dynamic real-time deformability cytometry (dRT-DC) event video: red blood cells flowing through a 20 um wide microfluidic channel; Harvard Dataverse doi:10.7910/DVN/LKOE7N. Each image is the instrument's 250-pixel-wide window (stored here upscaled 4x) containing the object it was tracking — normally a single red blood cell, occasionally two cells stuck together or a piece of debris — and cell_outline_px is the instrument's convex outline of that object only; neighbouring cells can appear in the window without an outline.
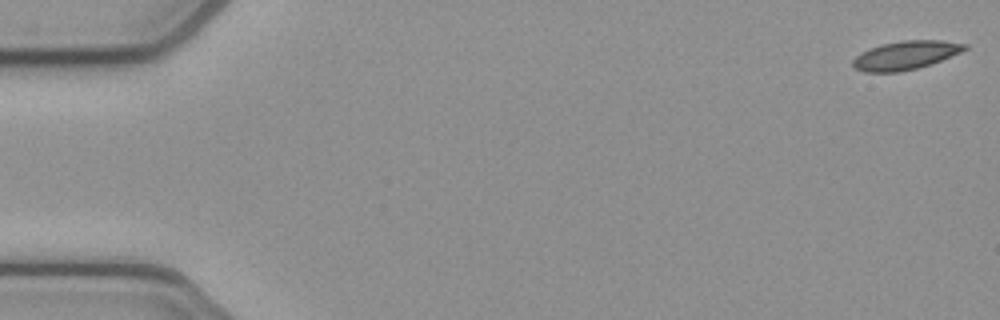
{"species": "common noctule bat (a hibernating species)", "species_latin": "Nyctalus noctula", "temperature_condition": "cold", "stored_images_in_passage": 53, "camera_frame_rate_fps": 3000, "um_per_image_px": 0.085, "animal": {"sex": "female", "body_mass_g": 21.9}, "frame": {"image": 1, "passage_image": 1, "time_ms": 0.0, "image_size_px": [1000, 320], "cell_outline_px": [[968, 48], [960, 52], [932, 64], [900, 72], [864, 72], [856, 68], [852, 64], [852, 60], [860, 52], [868, 48], [900, 40], [944, 40], [968, 44]], "centroid_in_image_um": [76.98, 4.69], "position_along_channel_um": 8.0, "area_um2": 18.73}}
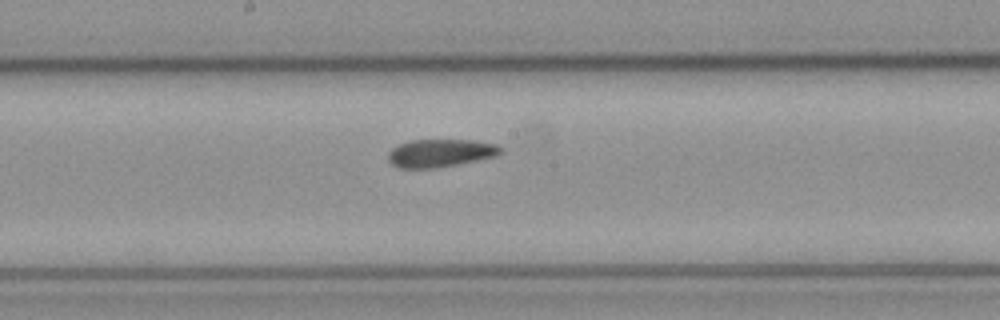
{"frame": {"image": 2, "passage_image": 28, "time_ms": 9.0, "image_size_px": [1000, 320], "cell_outline_px": [[504, 148], [496, 156], [436, 168], [396, 168], [388, 160], [388, 152], [392, 148], [400, 144], [412, 140], [472, 140], [496, 144]], "centroid_in_image_um": [37.41, 13.01], "position_along_channel_um": 210.8, "area_um2": 18.21}}
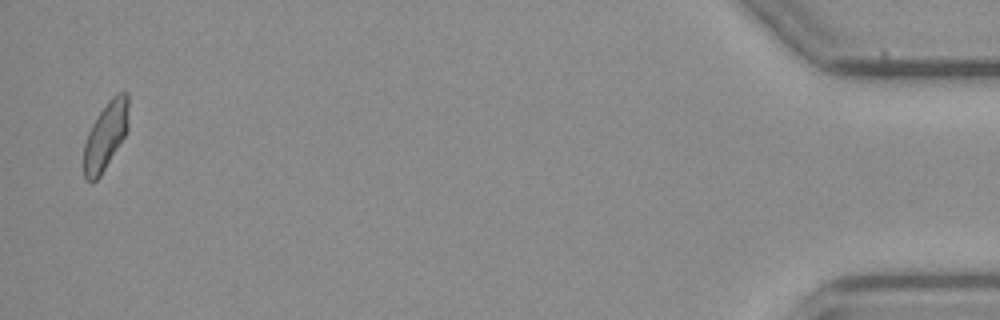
{"frame": {"image": 3, "passage_image": 52, "time_ms": 17.0, "image_size_px": [1000, 320], "cell_outline_px": [[128, 128], [124, 136], [100, 176], [96, 180], [88, 180], [84, 176], [84, 144], [88, 132], [96, 116], [108, 100], [112, 96], [120, 92], [128, 92]], "centroid_in_image_um": [8.98, 11.49], "position_along_channel_um": 426.2, "area_um2": 17.46}, "authors_computed_cell_mechanics": {"area_um2": 18.6116, "velocity_mm_per_s": 3.8594, "shape_relaxation_time_tau1_ms": 4.5086, "shape_relaxation_time_tau2_ms": 2.4138, "deformation_change_tau1": 0.1151, "deformation_change_tau2": 0.083}}